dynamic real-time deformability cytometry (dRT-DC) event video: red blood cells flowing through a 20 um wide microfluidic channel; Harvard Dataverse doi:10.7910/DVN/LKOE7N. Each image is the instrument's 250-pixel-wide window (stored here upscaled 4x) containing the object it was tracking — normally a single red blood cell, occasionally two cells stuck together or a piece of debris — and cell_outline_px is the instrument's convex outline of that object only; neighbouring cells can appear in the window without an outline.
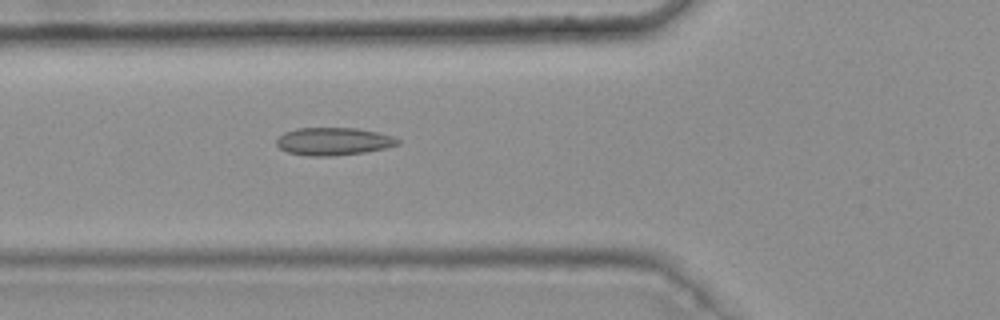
{"species": "common noctule bat (a hibernating species)", "species_latin": "Nyctalus noctula", "temperature_condition": "warm", "stored_images_in_passage": 41, "camera_frame_rate_fps": 3000, "um_per_image_px": 0.085, "animal": {"sex": "female", "body_mass_g": 25.1}, "frame": {"image": 1, "passage_image": 12, "time_ms": 3.667, "image_size_px": [1000, 320], "cell_outline_px": [[400, 144], [384, 148], [364, 152], [332, 156], [308, 156], [288, 152], [280, 148], [276, 144], [276, 140], [284, 132], [296, 128], [356, 128], [376, 132], [392, 136], [400, 140]], "centroid_in_image_um": [28.32, 12.02], "position_along_channel_um": 97.5, "area_um2": 19.48}, "authors_computed_cell_mechanics": {"area_um2": 18.207, "velocity_mm_per_s": 3.7864, "shape_relaxation_time_tau1_ms": null, "shape_relaxation_time_tau2_ms": 2.1909, "deformation_change_tau1": null, "deformation_change_tau2": 0.0932}}